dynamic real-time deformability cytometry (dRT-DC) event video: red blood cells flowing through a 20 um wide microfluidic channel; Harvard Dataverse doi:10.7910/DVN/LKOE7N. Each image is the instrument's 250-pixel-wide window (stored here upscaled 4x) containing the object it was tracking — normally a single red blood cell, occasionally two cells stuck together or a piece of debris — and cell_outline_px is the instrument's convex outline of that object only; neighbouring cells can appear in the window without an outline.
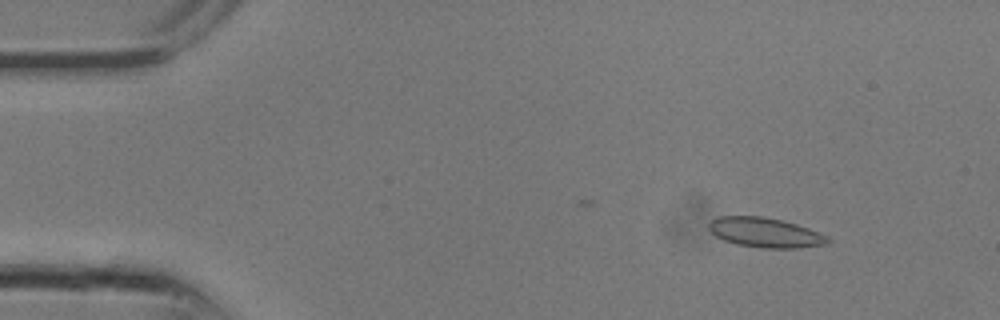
{"species": "common noctule bat (a hibernating species)", "species_latin": "Nyctalus noctula", "temperature_condition": "room temperature", "stored_images_in_passage": 15, "camera_frame_rate_fps": 3000, "um_per_image_px": 0.085, "animal": {"sex": "male", "body_mass_g": 13.3}, "frame": {"image": 1, "passage_image": 2, "time_ms": 0.333, "image_size_px": [1000, 320], "cell_outline_px": [[832, 244], [796, 248], [764, 248], [736, 244], [724, 240], [716, 236], [708, 228], [708, 224], [712, 220], [720, 216], [760, 216], [780, 220], [796, 224], [808, 228], [828, 236], [832, 240]], "centroid_in_image_um": [65.09, 19.78], "position_along_channel_um": 19.9, "area_um2": 20.63}}
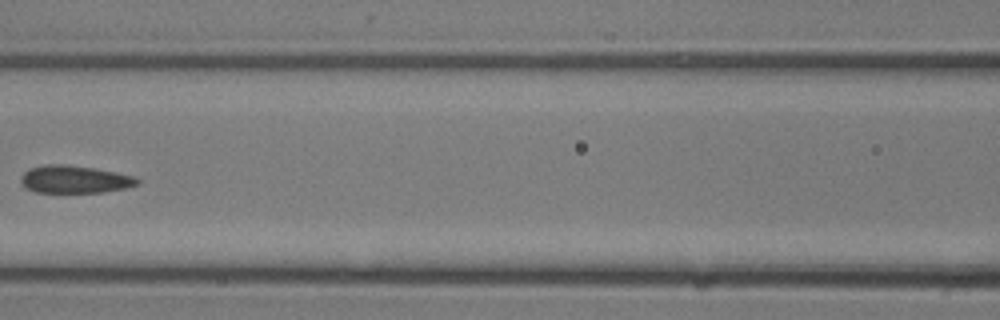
{"frame": {"image": 2, "passage_image": 11, "time_ms": 3.333, "image_size_px": [1000, 320], "cell_outline_px": [[140, 184], [124, 188], [104, 192], [36, 192], [28, 188], [20, 180], [20, 176], [28, 168], [44, 164], [64, 164], [92, 168], [116, 172], [136, 176], [140, 180]], "centroid_in_image_um": [6.36, 15.23], "position_along_channel_um": 160.2, "area_um2": 18.73}}
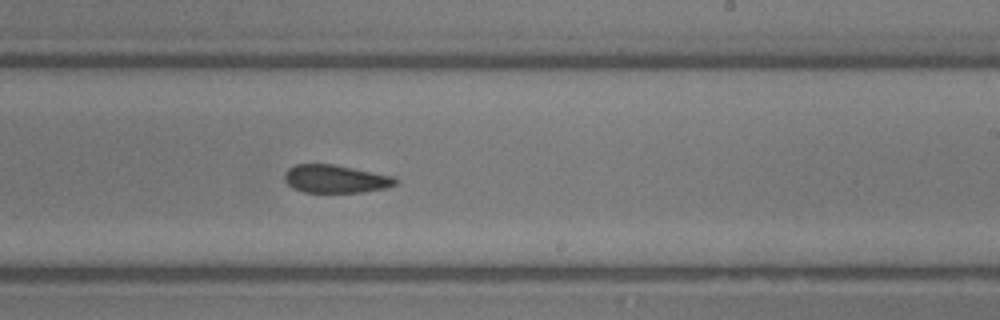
{"frame": {"image": 3, "passage_image": 15, "time_ms": 4.667, "image_size_px": [1000, 320], "cell_outline_px": [[396, 184], [384, 188], [360, 192], [304, 192], [292, 188], [284, 180], [284, 172], [288, 168], [296, 164], [332, 164], [392, 176], [396, 180]], "centroid_in_image_um": [28.44, 15.2], "position_along_channel_um": 260.6, "area_um2": 17.86}}